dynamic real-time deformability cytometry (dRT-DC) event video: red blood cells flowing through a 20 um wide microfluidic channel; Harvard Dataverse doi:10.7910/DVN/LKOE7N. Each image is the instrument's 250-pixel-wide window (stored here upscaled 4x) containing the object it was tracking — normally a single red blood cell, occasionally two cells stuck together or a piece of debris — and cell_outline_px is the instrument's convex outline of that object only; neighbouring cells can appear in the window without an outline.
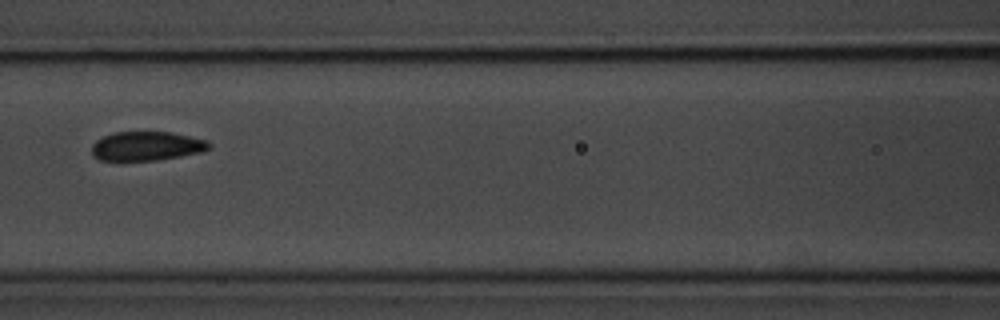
{"species": "common noctule bat (a hibernating species)", "species_latin": "Nyctalus noctula", "temperature_condition": "room temperature", "stored_images_in_passage": 8, "segment_of_instrument_passage": [1, 2], "camera_frame_rate_fps": 3000, "um_per_image_px": 0.085, "animal": {"sex": "male", "body_mass_g": 20.1, "forearm_length_mm": 53.5}, "frame": {"image": 1, "passage_image": 7, "time_ms": 7.0, "image_size_px": [1000, 320], "cell_outline_px": [[212, 144], [208, 148], [200, 152], [180, 156], [156, 160], [100, 160], [92, 156], [92, 144], [96, 140], [112, 132], [172, 132], [208, 140]], "centroid_in_image_um": [12.45, 12.41], "position_along_channel_um": 154.2, "area_um2": 19.88}}